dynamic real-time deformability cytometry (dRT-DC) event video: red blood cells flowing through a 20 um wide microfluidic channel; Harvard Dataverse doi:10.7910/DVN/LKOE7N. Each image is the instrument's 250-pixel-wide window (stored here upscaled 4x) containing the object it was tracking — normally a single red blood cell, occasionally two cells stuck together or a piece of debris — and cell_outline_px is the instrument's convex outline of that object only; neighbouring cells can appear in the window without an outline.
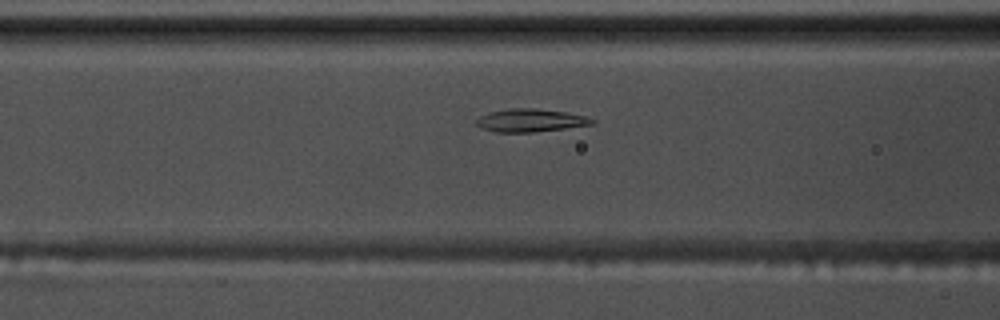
{"species": "common noctule bat (a hibernating species)", "species_latin": "Nyctalus noctula", "temperature_condition": "warm", "stored_images_in_passage": 42, "camera_frame_rate_fps": 3000, "um_per_image_px": 0.085, "animal": {"sex": "male", "body_mass_g": 17.5, "forearm_length_mm": 52.3}, "frame": {"image": 1, "passage_image": 12, "time_ms": 3.667, "image_size_px": [1000, 320], "cell_outline_px": [[596, 124], [536, 132], [496, 132], [480, 128], [476, 124], [476, 120], [480, 116], [492, 112], [508, 108], [536, 108], [564, 112], [584, 116], [596, 120]], "centroid_in_image_um": [45.1, 10.24], "position_along_channel_um": 121.5, "area_um2": 15.49}}
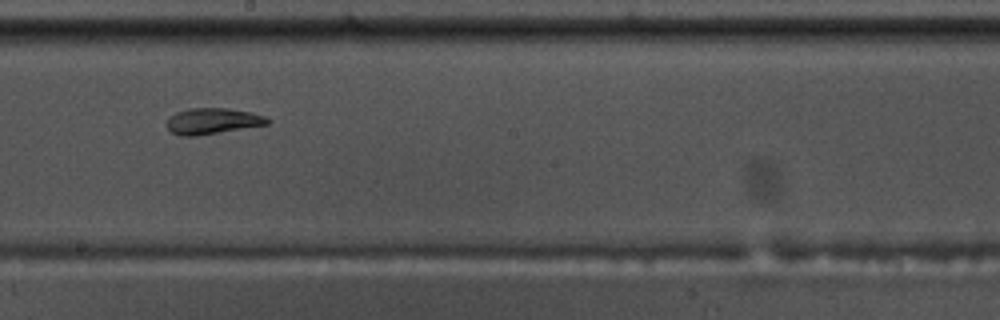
{"frame": {"image": 2, "passage_image": 21, "time_ms": 6.667, "image_size_px": [1000, 320], "cell_outline_px": [[272, 120], [268, 124], [196, 136], [180, 136], [172, 132], [168, 128], [168, 116], [176, 112], [188, 108], [228, 108], [252, 112], [264, 116]], "centroid_in_image_um": [18.07, 10.28], "position_along_channel_um": 230.1, "area_um2": 15.26}}
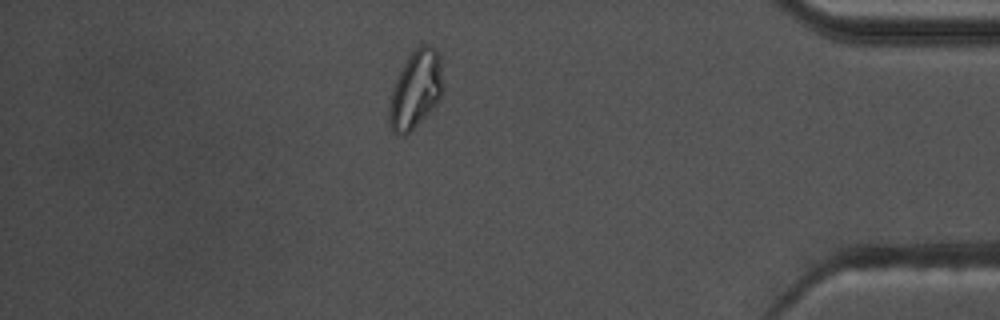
{"frame": {"image": 3, "passage_image": 38, "time_ms": 12.333, "image_size_px": [1000, 320], "cell_outline_px": [[444, 88], [440, 100], [404, 136], [400, 136], [392, 132], [388, 124], [388, 108], [392, 92], [396, 80], [408, 56], [420, 44], [428, 44], [436, 48], [440, 56]], "centroid_in_image_um": [35.34, 7.6], "position_along_channel_um": 399.9, "area_um2": 24.39}}